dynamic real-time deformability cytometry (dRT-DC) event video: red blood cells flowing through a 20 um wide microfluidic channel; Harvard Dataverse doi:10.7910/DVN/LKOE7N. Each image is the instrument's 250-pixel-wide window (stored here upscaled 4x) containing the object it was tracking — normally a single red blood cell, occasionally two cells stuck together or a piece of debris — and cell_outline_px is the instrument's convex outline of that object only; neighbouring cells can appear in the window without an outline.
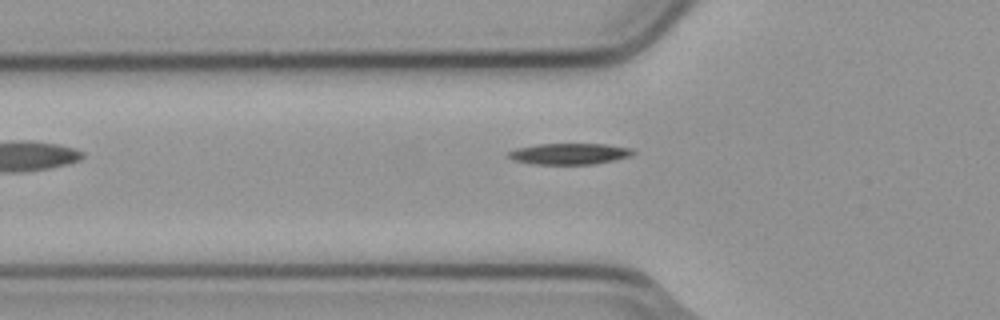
{"species": "common noctule bat (a hibernating species)", "species_latin": "Nyctalus noctula", "temperature_condition": "cold", "stored_images_in_passage": 5, "camera_frame_rate_fps": 3000, "um_per_image_px": 0.085, "animal": {"sex": "male", "body_mass_g": 23.1, "forearm_length_mm": 52.7}, "frame": {"image": 1, "passage_image": 5, "time_ms": 1.333, "image_size_px": [1000, 320], "cell_outline_px": [[636, 152], [628, 156], [612, 160], [592, 164], [532, 164], [512, 160], [504, 156], [508, 152], [516, 148], [536, 144], [608, 144], [632, 148]], "centroid_in_image_um": [48.33, 13.07], "position_along_channel_um": 77.5, "area_um2": 15.43}}